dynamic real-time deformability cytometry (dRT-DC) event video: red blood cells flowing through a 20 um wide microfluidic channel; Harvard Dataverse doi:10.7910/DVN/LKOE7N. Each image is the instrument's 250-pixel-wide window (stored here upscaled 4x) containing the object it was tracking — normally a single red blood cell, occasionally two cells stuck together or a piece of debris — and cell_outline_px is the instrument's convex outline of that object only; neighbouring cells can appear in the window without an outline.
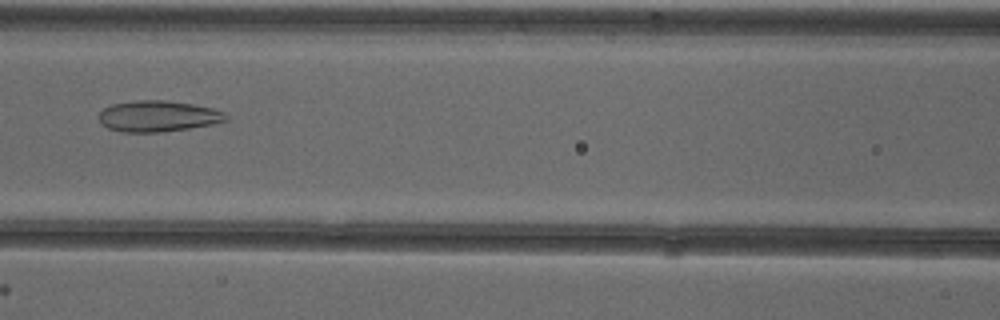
{"species": "common noctule bat (a hibernating species)", "species_latin": "Nyctalus noctula", "temperature_condition": "cold", "stored_images_in_passage": 53, "camera_frame_rate_fps": 3000, "um_per_image_px": 0.085, "animal": {"sex": "female"}, "frame": {"image": 1, "passage_image": 24, "time_ms": 7.667, "image_size_px": [1000, 320], "cell_outline_px": [[228, 120], [212, 124], [188, 128], [160, 132], [120, 132], [108, 128], [100, 124], [100, 112], [104, 108], [112, 104], [132, 100], [164, 100], [192, 104], [212, 108], [224, 112], [228, 116]], "centroid_in_image_um": [13.41, 9.87], "position_along_channel_um": 153.2, "area_um2": 23.0}}
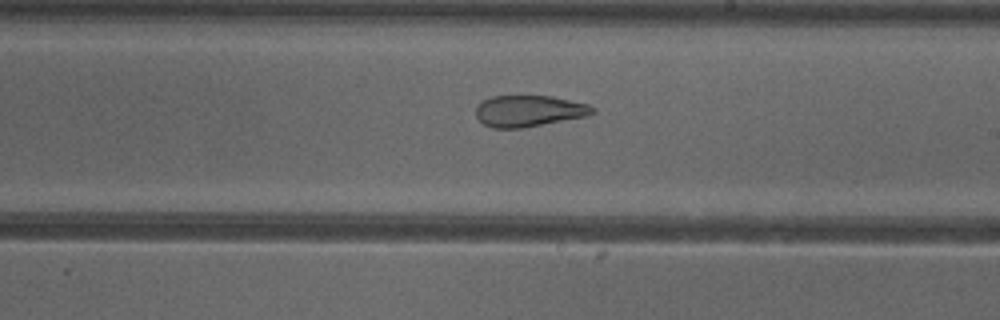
{"frame": {"image": 2, "passage_image": 31, "time_ms": 10.0, "image_size_px": [1000, 320], "cell_outline_px": [[596, 112], [588, 116], [524, 128], [492, 128], [484, 124], [476, 116], [476, 108], [484, 100], [492, 96], [552, 96], [588, 104], [596, 108]], "centroid_in_image_um": [45.0, 9.44], "position_along_channel_um": 244.0, "area_um2": 21.39}}
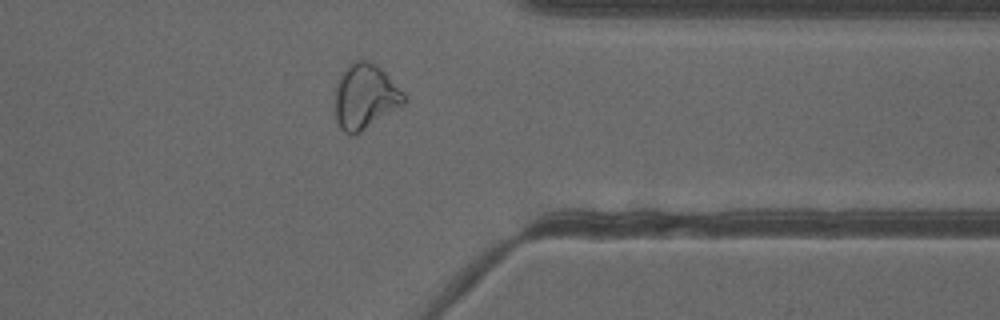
{"frame": {"image": 3, "passage_image": 42, "time_ms": 13.667, "image_size_px": [1000, 320], "cell_outline_px": [[408, 100], [404, 104], [356, 136], [348, 136], [340, 128], [336, 120], [336, 80], [344, 68], [352, 60], [368, 60], [376, 64], [404, 92]], "centroid_in_image_um": [31.03, 8.22], "position_along_channel_um": 380.4, "area_um2": 26.59}, "authors_computed_cell_mechanics": {"area_um2": 28.2064, "velocity_mm_per_s": 3.8962, "shape_relaxation_time_tau1_ms": null, "shape_relaxation_time_tau2_ms": 1.9105, "deformation_change_tau1": null, "deformation_change_tau2": 0.1001}}